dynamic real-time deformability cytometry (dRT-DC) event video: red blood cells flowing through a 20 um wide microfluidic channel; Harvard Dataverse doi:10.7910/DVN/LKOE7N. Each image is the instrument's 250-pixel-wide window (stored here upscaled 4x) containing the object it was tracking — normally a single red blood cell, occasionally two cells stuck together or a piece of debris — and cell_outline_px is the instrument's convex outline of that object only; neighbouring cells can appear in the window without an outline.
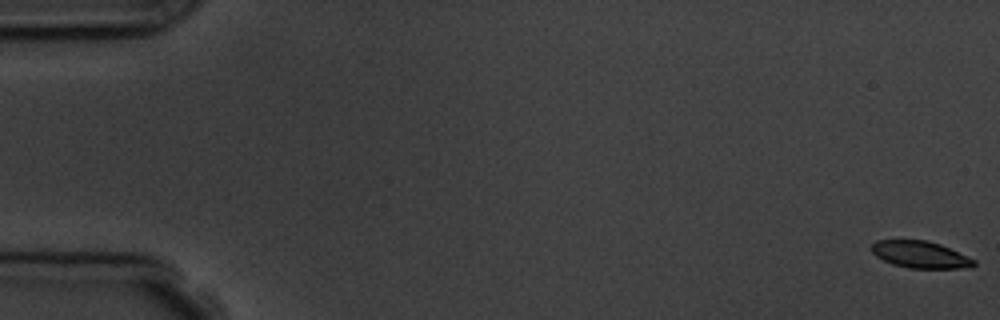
{"species": "common noctule bat (a hibernating species)", "species_latin": "Nyctalus noctula", "temperature_condition": "room temperature", "stored_images_in_passage": 5, "camera_frame_rate_fps": 3000, "um_per_image_px": 0.085, "animal": {"sex": "male", "body_mass_g": 19.5, "forearm_length_mm": 54.6}, "frame": {"image": 1, "passage_image": 1, "time_ms": 0.0, "image_size_px": [1000, 320], "cell_outline_px": [[976, 264], [972, 268], [908, 268], [892, 264], [876, 256], [872, 252], [872, 244], [876, 240], [924, 240], [940, 244], [976, 260]], "centroid_in_image_um": [78.24, 21.65], "position_along_channel_um": 6.8, "area_um2": 16.01}}
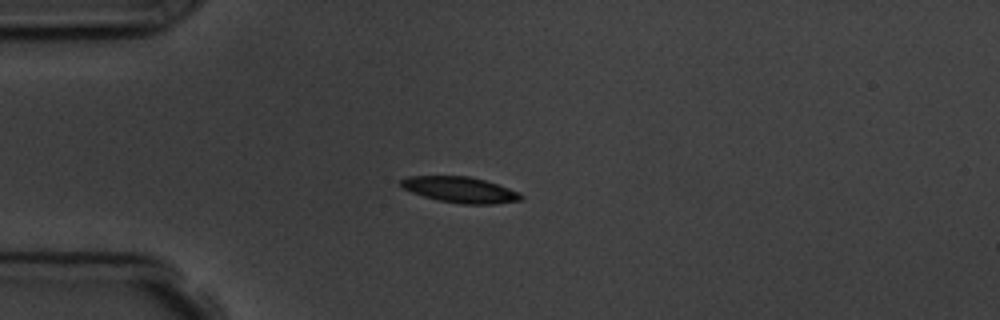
{"frame": {"image": 2, "passage_image": 5, "time_ms": 4.667, "image_size_px": [1000, 320], "cell_outline_px": [[524, 196], [520, 200], [492, 204], [464, 204], [436, 200], [412, 192], [404, 188], [400, 184], [400, 180], [408, 176], [468, 176], [484, 180], [520, 192]], "centroid_in_image_um": [39.11, 16.13], "position_along_channel_um": 45.9, "area_um2": 17.92}}